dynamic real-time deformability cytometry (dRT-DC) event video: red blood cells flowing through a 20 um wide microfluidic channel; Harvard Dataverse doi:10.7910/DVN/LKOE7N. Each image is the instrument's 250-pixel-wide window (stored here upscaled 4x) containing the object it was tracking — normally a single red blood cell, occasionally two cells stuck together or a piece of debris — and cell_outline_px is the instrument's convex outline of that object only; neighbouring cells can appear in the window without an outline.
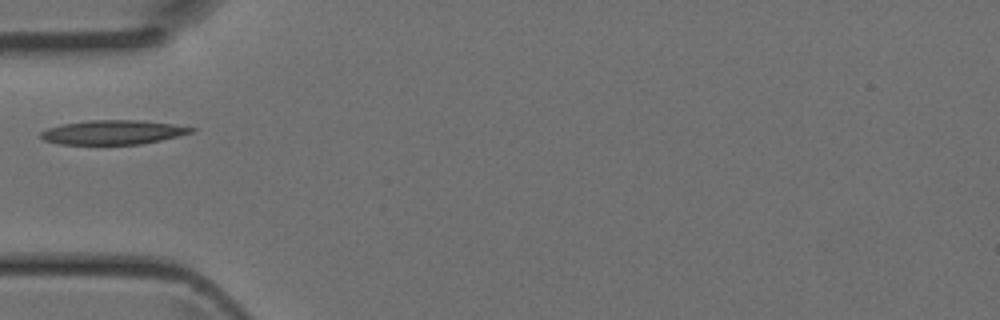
{"species": "Egyptian fruit bat (a non-hibernating species)", "species_latin": "Rousettus aegyptiacus", "temperature_condition": "room temperature", "stored_images_in_passage": 1, "camera_frame_rate_fps": 3000, "um_per_image_px": 0.085, "animal": {"sex": "female"}, "frame": {"image": 1, "passage_image": 1, "time_ms": 0.0, "image_size_px": [1000, 320], "cell_outline_px": [[196, 128], [192, 132], [160, 140], [140, 144], [60, 144], [44, 140], [40, 136], [40, 132], [48, 128], [64, 124], [88, 120], [140, 120], [172, 124]], "centroid_in_image_um": [9.58, 11.24], "position_along_channel_um": 75.4, "area_um2": 20.98}}